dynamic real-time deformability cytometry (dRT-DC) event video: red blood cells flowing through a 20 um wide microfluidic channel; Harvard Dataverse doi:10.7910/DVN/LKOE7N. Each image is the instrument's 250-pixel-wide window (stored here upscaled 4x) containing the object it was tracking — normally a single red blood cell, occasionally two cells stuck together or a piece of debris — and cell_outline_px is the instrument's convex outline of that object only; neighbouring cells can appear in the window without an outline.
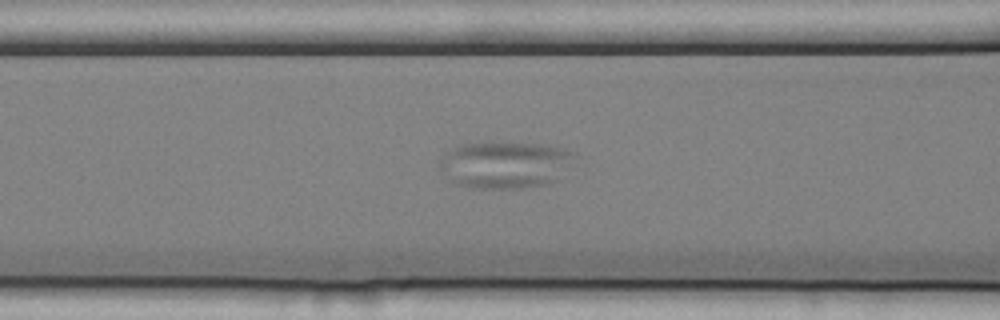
{"species": "common noctule bat (a hibernating species)", "species_latin": "Nyctalus noctula", "temperature_condition": "cold", "stored_images_in_passage": 58, "camera_frame_rate_fps": 3000, "um_per_image_px": 0.085, "animal": {"sex": "female", "body_mass_g": 25.1}, "frame": {"image": 1, "passage_image": 25, "time_ms": 8.0, "image_size_px": [1000, 320], "cell_outline_px": [[576, 152], [556, 180], [552, 184], [520, 188], [472, 188], [456, 184], [448, 180], [436, 168], [444, 152], [460, 144], [492, 140], [540, 144], [564, 148]], "centroid_in_image_um": [42.81, 13.97], "position_along_channel_um": 123.8, "area_um2": 37.8}}
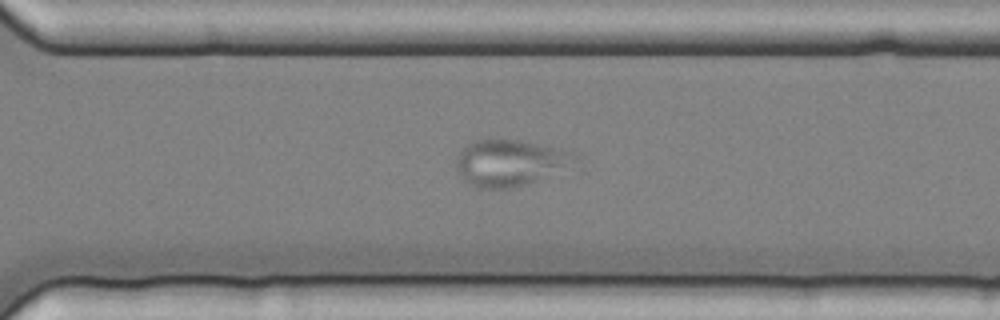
{"frame": {"image": 2, "passage_image": 42, "time_ms": 13.667, "image_size_px": [1000, 320], "cell_outline_px": [[580, 168], [512, 188], [476, 188], [464, 180], [460, 176], [456, 168], [456, 160], [460, 152], [472, 140], [488, 136], [516, 140], [564, 148], [580, 152]], "centroid_in_image_um": [43.54, 13.81], "position_along_channel_um": 327.1, "area_um2": 34.1}}
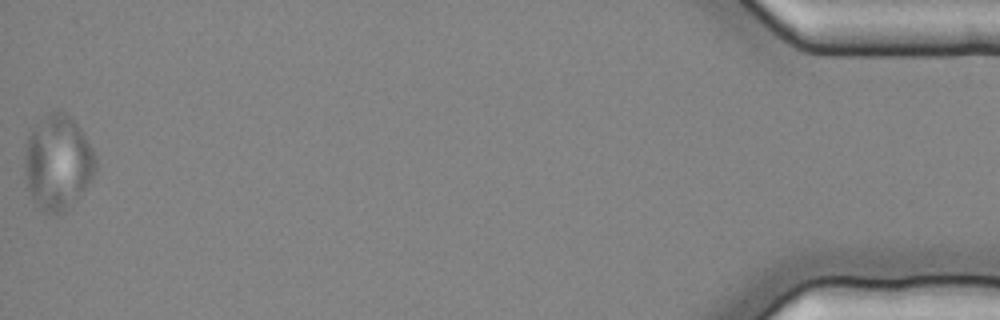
{"frame": {"image": 3, "passage_image": 58, "time_ms": 19.0, "image_size_px": [1000, 320], "cell_outline_px": [[96, 172], [84, 188], [60, 212], [44, 212], [40, 208], [32, 196], [28, 188], [24, 168], [24, 156], [28, 136], [32, 128], [48, 112], [56, 108], [60, 108], [80, 128], [92, 148], [96, 160]], "centroid_in_image_um": [4.89, 13.72], "position_along_channel_um": 430.3, "area_um2": 38.38}}